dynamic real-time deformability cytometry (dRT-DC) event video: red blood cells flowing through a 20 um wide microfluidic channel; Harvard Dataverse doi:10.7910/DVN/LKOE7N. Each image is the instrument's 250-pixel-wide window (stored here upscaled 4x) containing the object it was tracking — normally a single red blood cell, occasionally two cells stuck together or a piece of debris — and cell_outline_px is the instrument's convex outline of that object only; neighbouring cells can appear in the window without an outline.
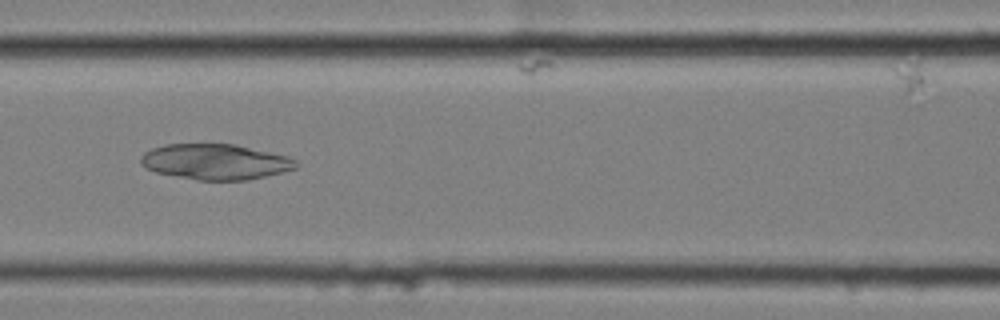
{"species": "common noctule bat (a hibernating species)", "species_latin": "Nyctalus noctula", "temperature_condition": "cold", "stored_images_in_passage": 9, "camera_frame_rate_fps": 3000, "um_per_image_px": 0.085, "animal": {"sex": "female", "body_mass_g": 25.1}, "frame": {"image": 1, "passage_image": 6, "time_ms": 1.667, "image_size_px": [1000, 320], "cell_outline_px": [[300, 164], [296, 168], [248, 180], [196, 180], [156, 172], [148, 168], [140, 160], [140, 156], [144, 152], [152, 148], [164, 144], [232, 144], [288, 156], [296, 160]], "centroid_in_image_um": [18.31, 13.75], "position_along_channel_um": 148.3, "area_um2": 31.91}}
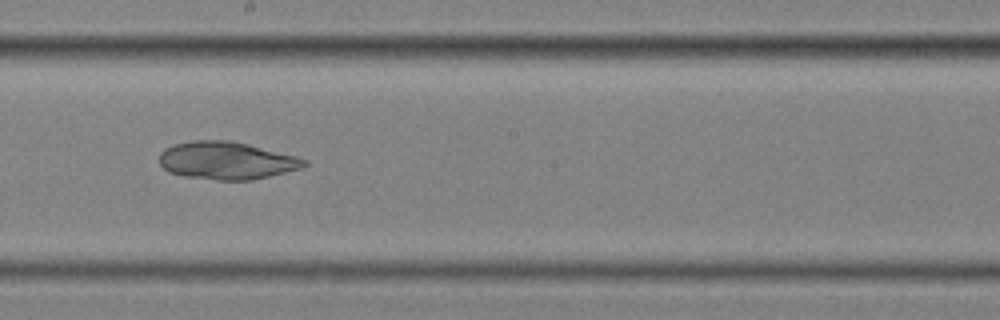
{"frame": {"image": 2, "passage_image": 8, "time_ms": 2.333, "image_size_px": [1000, 320], "cell_outline_px": [[308, 164], [300, 168], [252, 180], [216, 180], [184, 176], [168, 172], [160, 164], [160, 152], [164, 148], [176, 144], [192, 140], [232, 140], [296, 156], [308, 160]], "centroid_in_image_um": [19.24, 13.64], "position_along_channel_um": 229.0, "area_um2": 31.73}}
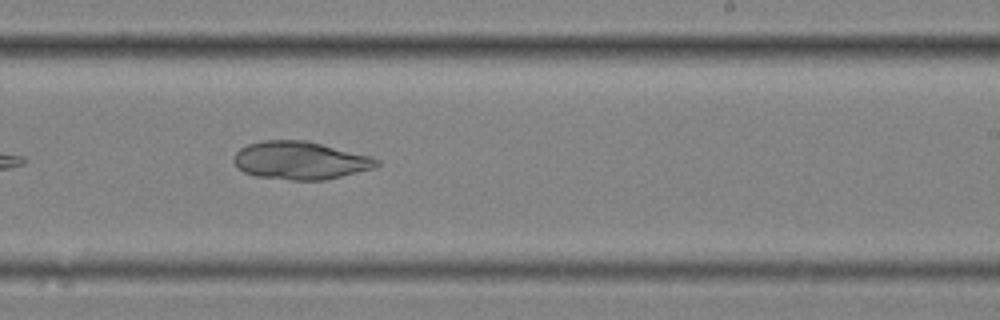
{"frame": {"image": 3, "passage_image": 9, "time_ms": 2.667, "image_size_px": [1000, 320], "cell_outline_px": [[380, 164], [376, 168], [324, 180], [292, 180], [256, 176], [244, 172], [232, 160], [236, 152], [240, 148], [248, 144], [264, 140], [308, 140], [372, 156], [380, 160]], "centroid_in_image_um": [25.57, 13.63], "position_along_channel_um": 263.4, "area_um2": 31.79}}